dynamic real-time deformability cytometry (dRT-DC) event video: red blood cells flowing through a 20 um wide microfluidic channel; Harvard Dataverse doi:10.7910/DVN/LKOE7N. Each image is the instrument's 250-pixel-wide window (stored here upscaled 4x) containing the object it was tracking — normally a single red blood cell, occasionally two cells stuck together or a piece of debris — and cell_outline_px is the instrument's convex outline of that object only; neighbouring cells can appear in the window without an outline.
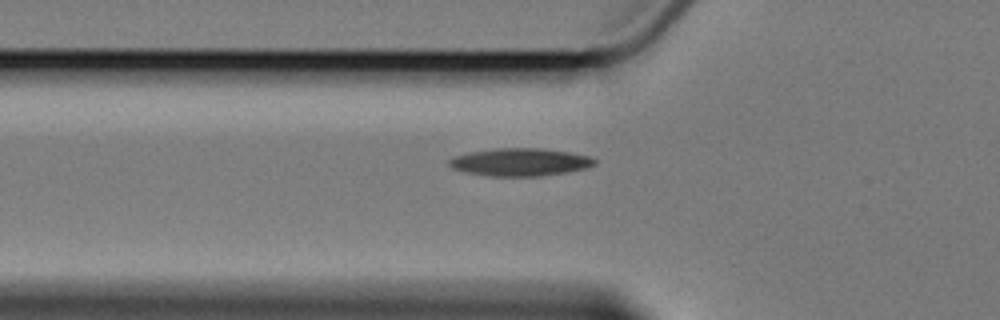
{"species": "Egyptian fruit bat (a non-hibernating species)", "species_latin": "Rousettus aegyptiacus", "temperature_condition": "cold", "stored_images_in_passage": 2, "camera_frame_rate_fps": 3000, "um_per_image_px": 0.085, "animal": {"sex": "female"}, "frame": {"image": 1, "passage_image": 2, "time_ms": 2.0, "image_size_px": [1000, 320], "cell_outline_px": [[596, 164], [584, 168], [564, 172], [540, 176], [496, 176], [468, 172], [452, 168], [448, 164], [448, 160], [452, 156], [468, 152], [492, 148], [544, 148], [568, 152], [588, 156], [596, 160]], "centroid_in_image_um": [44.16, 13.76], "position_along_channel_um": 81.6, "area_um2": 23.35}}